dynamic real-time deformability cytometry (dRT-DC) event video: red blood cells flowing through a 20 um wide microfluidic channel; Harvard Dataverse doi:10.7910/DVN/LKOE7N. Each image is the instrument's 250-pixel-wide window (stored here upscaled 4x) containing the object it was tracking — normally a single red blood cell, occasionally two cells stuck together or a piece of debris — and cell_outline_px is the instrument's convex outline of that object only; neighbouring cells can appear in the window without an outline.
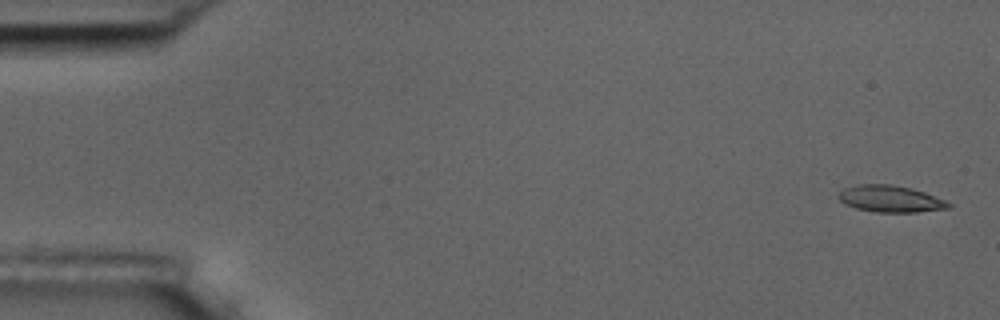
{"species": "common noctule bat (a hibernating species)", "species_latin": "Nyctalus noctula", "temperature_condition": "room temperature", "stored_images_in_passage": 5, "camera_frame_rate_fps": 3000, "um_per_image_px": 0.085, "animal": {"sex": "male", "body_mass_g": 17.5, "forearm_length_mm": 52.3}, "frame": {"image": 1, "passage_image": 1, "time_ms": 0.0, "image_size_px": [1000, 320], "cell_outline_px": [[952, 204], [948, 208], [916, 212], [876, 212], [856, 208], [844, 204], [840, 200], [840, 192], [844, 188], [856, 184], [892, 184], [912, 188], [924, 192], [944, 200]], "centroid_in_image_um": [75.67, 16.89], "position_along_channel_um": 9.3, "area_um2": 16.99}}
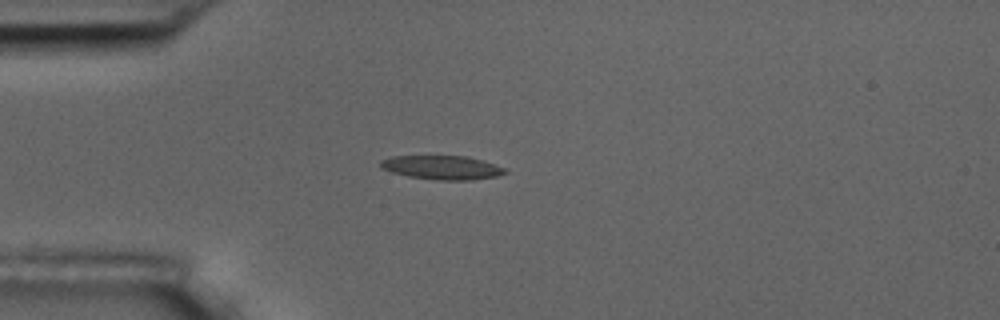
{"frame": {"image": 2, "passage_image": 5, "time_ms": 4.333, "image_size_px": [1000, 320], "cell_outline_px": [[508, 172], [496, 176], [468, 180], [440, 180], [408, 176], [392, 172], [380, 168], [380, 160], [392, 156], [468, 156], [484, 160], [508, 168]], "centroid_in_image_um": [37.61, 14.23], "position_along_channel_um": 47.4, "area_um2": 17.46}}